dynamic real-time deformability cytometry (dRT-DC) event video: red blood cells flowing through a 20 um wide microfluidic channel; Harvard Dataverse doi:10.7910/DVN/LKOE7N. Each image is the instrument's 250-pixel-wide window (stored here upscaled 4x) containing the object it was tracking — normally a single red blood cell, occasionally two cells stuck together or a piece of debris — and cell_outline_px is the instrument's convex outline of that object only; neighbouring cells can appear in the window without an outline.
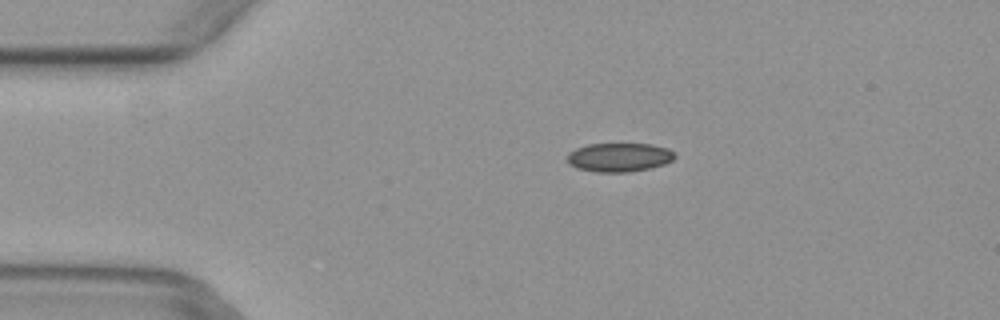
{"species": "common noctule bat (a hibernating species)", "species_latin": "Nyctalus noctula", "temperature_condition": "warm", "stored_images_in_passage": 3, "camera_frame_rate_fps": 3000, "um_per_image_px": 0.085, "animal": {"sex": "female", "body_mass_g": 29.2, "forearm_length_mm": 56.3}, "frame": {"image": 1, "passage_image": 2, "time_ms": 0.333, "image_size_px": [1000, 320], "cell_outline_px": [[676, 156], [672, 160], [664, 164], [648, 168], [628, 172], [596, 172], [576, 168], [568, 164], [568, 152], [576, 148], [588, 144], [652, 144], [668, 148], [676, 152]], "centroid_in_image_um": [52.63, 13.36], "position_along_channel_um": 32.4, "area_um2": 18.15}}